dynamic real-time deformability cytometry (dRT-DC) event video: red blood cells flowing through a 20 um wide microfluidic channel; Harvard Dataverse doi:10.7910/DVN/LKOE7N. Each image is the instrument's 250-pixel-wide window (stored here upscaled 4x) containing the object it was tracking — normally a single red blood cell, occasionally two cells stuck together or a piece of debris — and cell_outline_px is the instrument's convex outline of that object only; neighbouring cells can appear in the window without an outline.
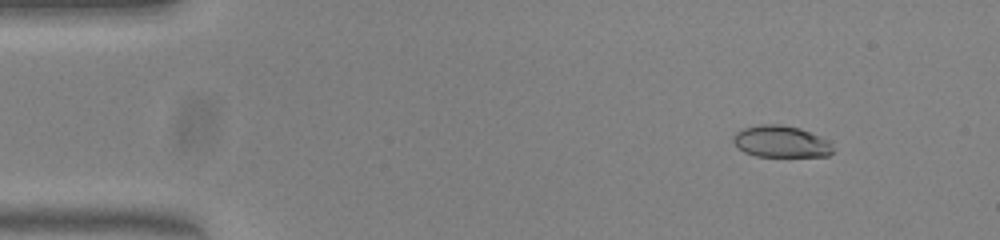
{"species": "common noctule bat (a hibernating species)", "species_latin": "Nyctalus noctula", "temperature_condition": "warm", "stored_images_in_passage": 50, "camera_frame_rate_fps": 3000, "um_per_image_px": 0.085, "animal": {"sex": "female", "body_mass_g": 23.0, "forearm_length_mm": 53.4}, "frame": {"image": 1, "passage_image": 5, "time_ms": 1.333, "image_size_px": [1000, 240], "cell_outline_px": [[832, 152], [828, 156], [756, 156], [744, 152], [732, 140], [732, 136], [736, 132], [744, 128], [760, 124], [780, 124], [800, 128], [820, 136], [828, 140], [832, 148]], "centroid_in_image_um": [66.37, 12.03], "position_along_channel_um": 18.6, "area_um2": 18.32}}
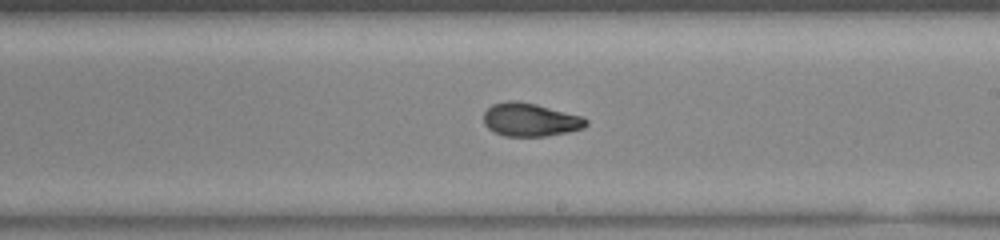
{"frame": {"image": 2, "passage_image": 29, "time_ms": 9.333, "image_size_px": [1000, 240], "cell_outline_px": [[588, 124], [584, 128], [568, 132], [544, 136], [504, 136], [488, 128], [484, 124], [484, 112], [492, 104], [508, 100], [516, 100], [536, 104], [580, 116], [588, 120]], "centroid_in_image_um": [45.05, 10.17], "position_along_channel_um": 243.9, "area_um2": 19.77}}
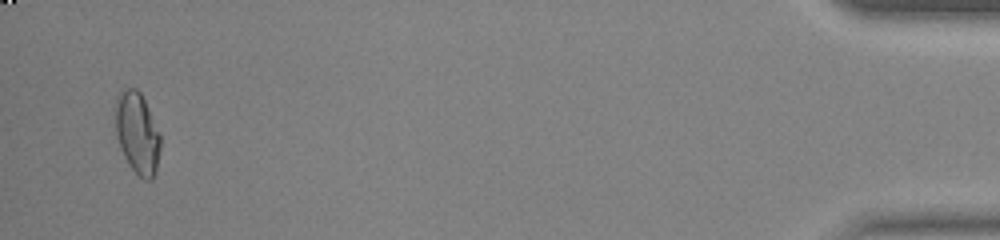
{"frame": {"image": 3, "passage_image": 49, "time_ms": 16.0, "image_size_px": [1000, 240], "cell_outline_px": [[160, 148], [156, 172], [152, 180], [144, 180], [128, 164], [124, 156], [116, 136], [116, 100], [120, 92], [124, 88], [136, 88], [140, 92], [144, 100], [160, 136]], "centroid_in_image_um": [11.67, 11.33], "position_along_channel_um": 423.5, "area_um2": 21.04}, "authors_computed_cell_mechanics": {"area_um2": 19.9121, "velocity_mm_per_s": 4.0, "shape_relaxation_time_tau1_ms": null, "shape_relaxation_time_tau2_ms": 1.3637, "deformation_change_tau1": null, "deformation_change_tau2": 0.0578}}